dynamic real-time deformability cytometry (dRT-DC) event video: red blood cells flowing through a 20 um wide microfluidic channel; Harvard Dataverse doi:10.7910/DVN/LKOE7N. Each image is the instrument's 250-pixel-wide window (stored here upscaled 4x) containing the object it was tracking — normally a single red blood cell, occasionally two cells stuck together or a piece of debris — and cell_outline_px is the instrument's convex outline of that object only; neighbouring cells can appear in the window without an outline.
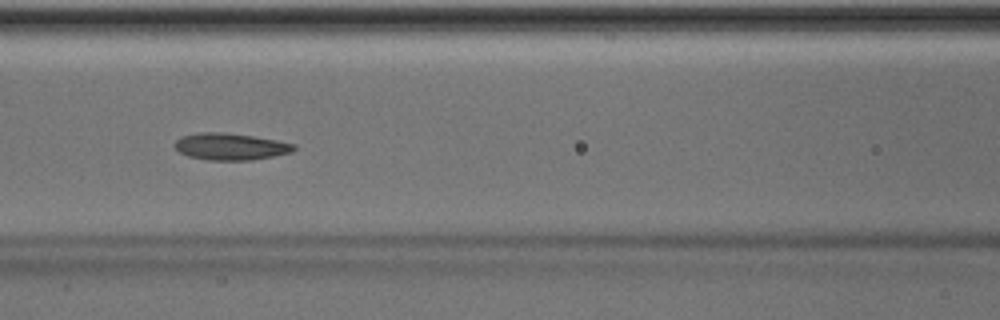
{"species": "Egyptian fruit bat (a non-hibernating species)", "species_latin": "Rousettus aegyptiacus", "temperature_condition": "room temperature", "stored_images_in_passage": 52, "camera_frame_rate_fps": 3000, "um_per_image_px": 0.085, "animal": {"sex": "male"}, "frame": {"image": 1, "passage_image": 23, "time_ms": 7.333, "image_size_px": [1000, 320], "cell_outline_px": [[296, 148], [292, 152], [252, 160], [208, 160], [188, 156], [180, 152], [172, 144], [180, 136], [196, 132], [224, 132], [252, 136], [276, 140], [296, 144]], "centroid_in_image_um": [19.56, 12.45], "position_along_channel_um": 147.0, "area_um2": 18.73}, "authors_computed_cell_mechanics": {"area_um2": 18.6983, "velocity_mm_per_s": 4.0015, "shape_relaxation_time_tau1_ms": 4.6764, "shape_relaxation_time_tau2_ms": 2.799, "deformation_change_tau1": 0.0972, "deformation_change_tau2": 0.0955}}